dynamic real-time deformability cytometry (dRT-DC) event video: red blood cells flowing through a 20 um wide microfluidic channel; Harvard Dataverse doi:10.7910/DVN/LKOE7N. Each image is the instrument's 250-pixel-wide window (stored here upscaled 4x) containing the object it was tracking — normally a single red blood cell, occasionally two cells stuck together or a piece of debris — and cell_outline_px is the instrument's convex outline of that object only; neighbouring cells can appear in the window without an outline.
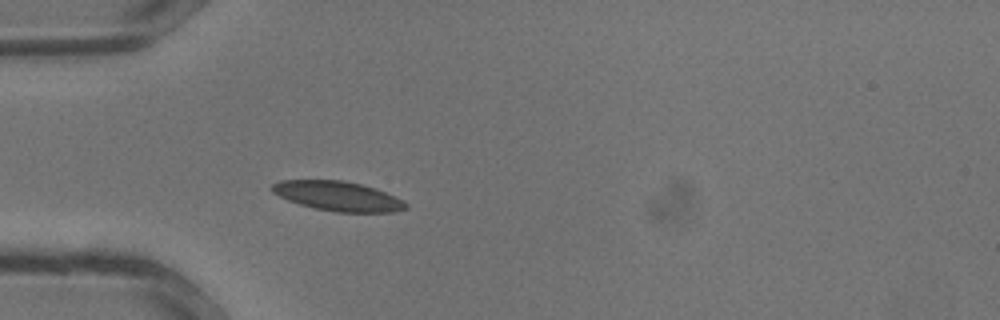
{"species": "common noctule bat (a hibernating species)", "species_latin": "Nyctalus noctula", "temperature_condition": "warm", "stored_images_in_passage": 25, "camera_frame_rate_fps": 3000, "um_per_image_px": 0.085, "animal": {"sex": "male", "body_mass_g": 13.3}, "frame": {"image": 1, "passage_image": 1, "time_ms": 0.0, "image_size_px": [1000, 320], "cell_outline_px": [[408, 208], [392, 212], [336, 212], [316, 208], [300, 204], [288, 200], [272, 192], [268, 188], [272, 184], [280, 180], [344, 180], [376, 188], [404, 200], [408, 204]], "centroid_in_image_um": [28.73, 16.66], "position_along_channel_um": 56.3, "area_um2": 23.12}}
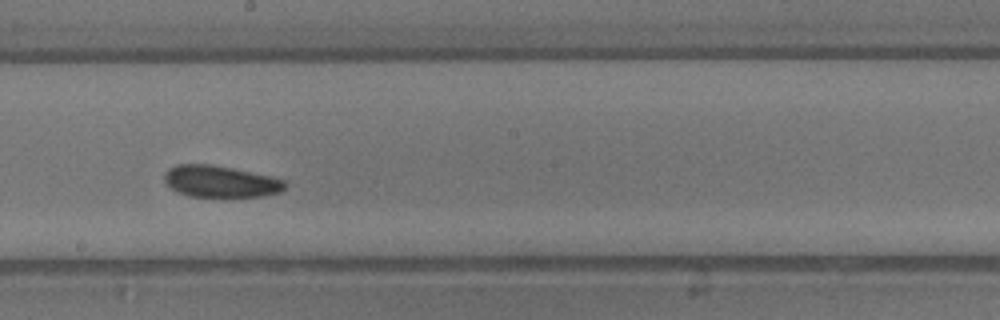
{"frame": {"image": 2, "passage_image": 10, "time_ms": 3.0, "image_size_px": [1000, 320], "cell_outline_px": [[288, 184], [280, 192], [260, 196], [188, 196], [172, 188], [164, 180], [164, 172], [168, 168], [176, 164], [212, 164], [272, 176], [284, 180]], "centroid_in_image_um": [18.74, 15.4], "position_along_channel_um": 229.5, "area_um2": 22.14}}
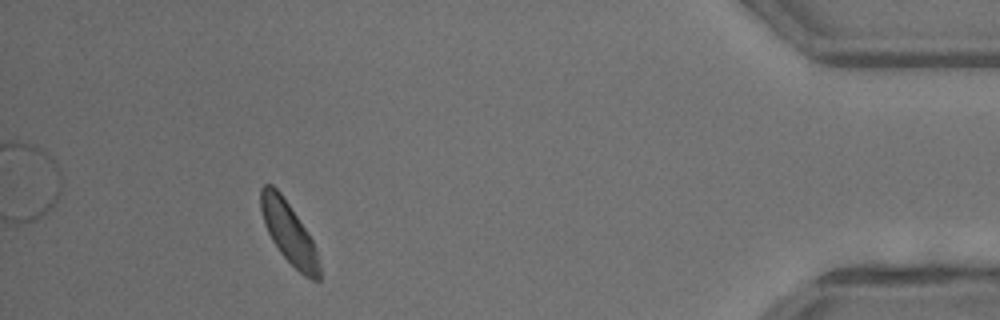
{"frame": {"image": 3, "passage_image": 22, "time_ms": 7.0, "image_size_px": [1000, 320], "cell_outline_px": [[320, 280], [312, 280], [304, 276], [280, 252], [272, 240], [264, 224], [260, 208], [260, 188], [264, 184], [272, 184], [280, 192], [312, 240], [316, 248], [320, 268]], "centroid_in_image_um": [24.53, 19.78], "position_along_channel_um": 410.7, "area_um2": 20.58}}